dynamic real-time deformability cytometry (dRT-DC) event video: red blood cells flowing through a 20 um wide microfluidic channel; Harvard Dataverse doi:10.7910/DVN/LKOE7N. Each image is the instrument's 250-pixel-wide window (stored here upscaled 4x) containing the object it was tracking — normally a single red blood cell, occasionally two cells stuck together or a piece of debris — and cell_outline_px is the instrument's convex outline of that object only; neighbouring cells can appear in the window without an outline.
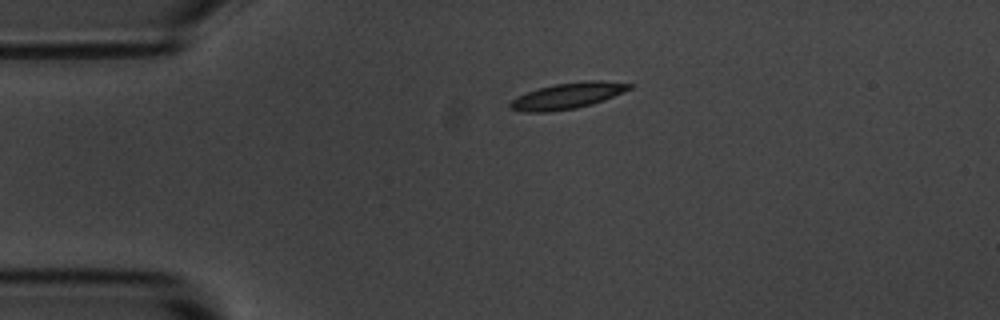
{"species": "common noctule bat (a hibernating species)", "species_latin": "Nyctalus noctula", "temperature_condition": "room temperature", "stored_images_in_passage": 2, "camera_frame_rate_fps": 3000, "um_per_image_px": 0.085, "animal": {"sex": "male", "body_mass_g": 20.1, "forearm_length_mm": 53.5}, "frame": {"image": 1, "passage_image": 1, "time_ms": 0.0, "image_size_px": [1000, 320], "cell_outline_px": [[636, 84], [632, 88], [624, 92], [604, 100], [592, 104], [576, 108], [548, 112], [524, 112], [508, 108], [508, 104], [516, 96], [540, 88], [556, 84], [584, 80], [600, 80]], "centroid_in_image_um": [48.26, 8.14], "position_along_channel_um": 36.7, "area_um2": 18.21}}